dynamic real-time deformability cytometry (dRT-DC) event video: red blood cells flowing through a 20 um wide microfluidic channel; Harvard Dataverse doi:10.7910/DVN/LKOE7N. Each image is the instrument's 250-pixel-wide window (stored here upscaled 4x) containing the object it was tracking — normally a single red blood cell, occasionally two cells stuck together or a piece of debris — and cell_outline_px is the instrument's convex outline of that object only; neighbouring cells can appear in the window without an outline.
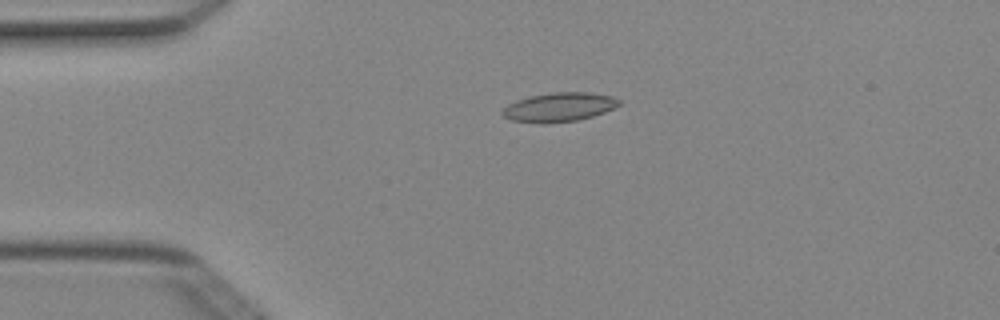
{"species": "Egyptian fruit bat (a non-hibernating species)", "species_latin": "Rousettus aegyptiacus", "temperature_condition": "cold", "stored_images_in_passage": 6, "camera_frame_rate_fps": 3000, "um_per_image_px": 0.085, "animal": {"sex": "female"}, "frame": {"image": 1, "passage_image": 3, "time_ms": 0.667, "image_size_px": [1000, 320], "cell_outline_px": [[620, 104], [604, 112], [592, 116], [576, 120], [540, 124], [512, 120], [504, 116], [500, 112], [508, 104], [516, 100], [528, 96], [552, 92], [588, 92], [612, 96], [620, 100]], "centroid_in_image_um": [47.49, 9.1], "position_along_channel_um": 37.5, "area_um2": 19.71}}
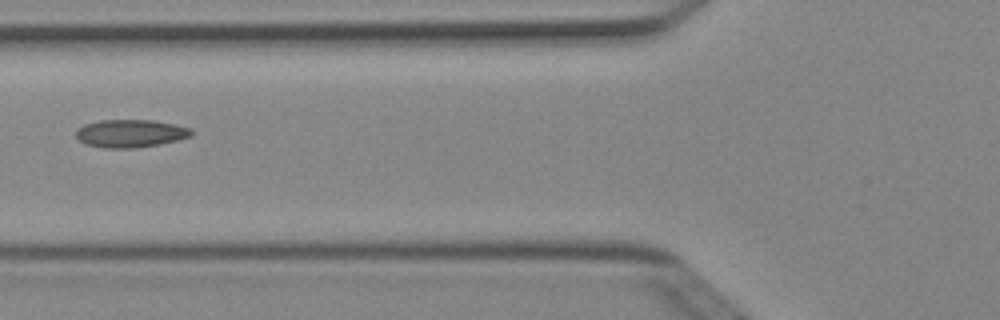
{"frame": {"image": 2, "passage_image": 5, "time_ms": 1.333, "image_size_px": [1000, 320], "cell_outline_px": [[196, 132], [192, 136], [160, 144], [136, 148], [104, 148], [84, 144], [76, 136], [76, 128], [84, 124], [100, 120], [152, 120], [176, 124], [192, 128]], "centroid_in_image_um": [11.11, 11.34], "position_along_channel_um": 114.7, "area_um2": 19.02}}
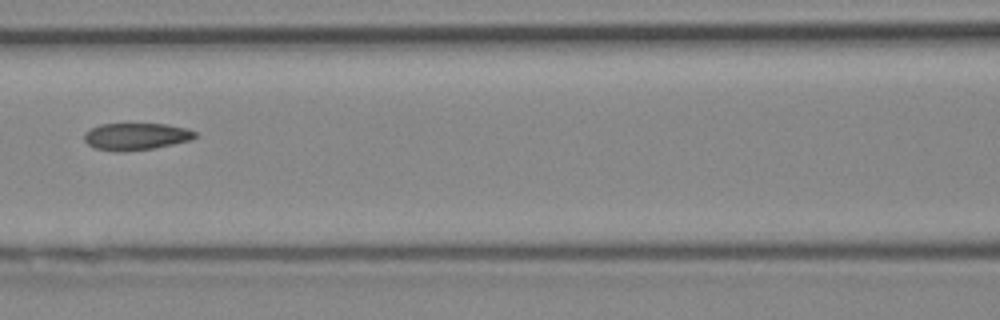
{"frame": {"image": 3, "passage_image": 6, "time_ms": 1.667, "image_size_px": [1000, 320], "cell_outline_px": [[196, 136], [192, 140], [152, 148], [124, 152], [116, 152], [96, 148], [88, 144], [84, 140], [84, 132], [100, 124], [168, 124], [188, 128], [196, 132]], "centroid_in_image_um": [11.57, 11.6], "position_along_channel_um": 155.0, "area_um2": 17.51}}